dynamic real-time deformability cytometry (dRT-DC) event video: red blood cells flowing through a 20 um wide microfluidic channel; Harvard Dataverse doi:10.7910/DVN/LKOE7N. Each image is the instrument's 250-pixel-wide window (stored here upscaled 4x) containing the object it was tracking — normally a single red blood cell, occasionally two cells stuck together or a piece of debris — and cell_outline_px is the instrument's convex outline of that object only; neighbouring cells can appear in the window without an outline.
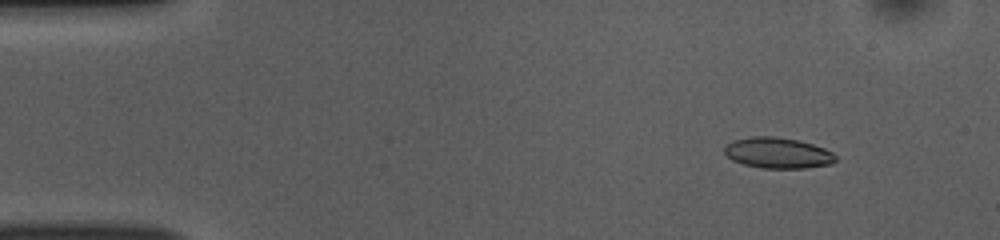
{"species": "common noctule bat (a hibernating species)", "species_latin": "Nyctalus noctula", "temperature_condition": "room temperature", "stored_images_in_passage": 52, "camera_frame_rate_fps": 3000, "um_per_image_px": 0.085, "animal": {"sex": "female", "body_mass_g": 10.0, "forearm_length_mm": 53.1}, "frame": {"image": 1, "passage_image": 6, "time_ms": 1.667, "image_size_px": [1000, 240], "cell_outline_px": [[836, 160], [832, 164], [804, 168], [760, 168], [744, 164], [732, 160], [724, 152], [724, 144], [732, 140], [752, 136], [772, 136], [800, 140], [824, 148], [832, 152], [836, 156]], "centroid_in_image_um": [66.09, 12.99], "position_along_channel_um": 18.9, "area_um2": 20.11}}
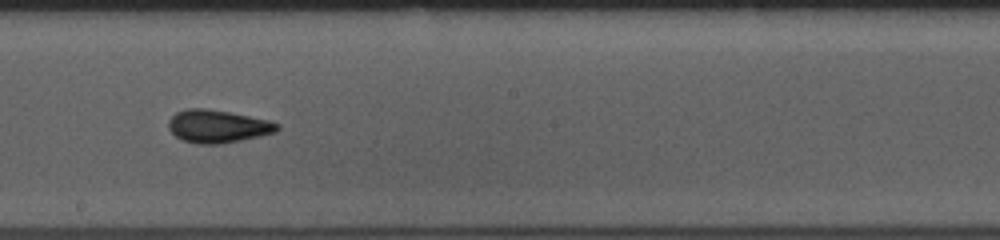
{"frame": {"image": 2, "passage_image": 29, "time_ms": 9.333, "image_size_px": [1000, 240], "cell_outline_px": [[280, 128], [276, 132], [260, 136], [220, 144], [196, 144], [184, 140], [176, 136], [168, 128], [168, 120], [176, 112], [188, 108], [204, 108], [228, 112], [268, 120], [280, 124]], "centroid_in_image_um": [18.5, 10.74], "position_along_channel_um": 229.7, "area_um2": 20.69}}
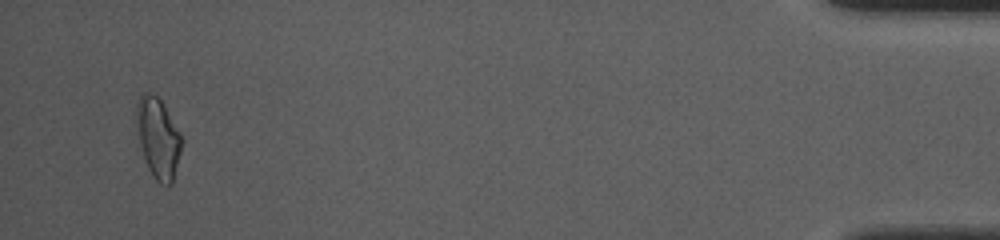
{"frame": {"image": 3, "passage_image": 50, "time_ms": 16.333, "image_size_px": [1000, 240], "cell_outline_px": [[180, 152], [172, 184], [160, 184], [152, 176], [148, 168], [140, 144], [136, 112], [136, 104], [140, 96], [144, 92], [152, 92], [160, 100], [180, 132]], "centroid_in_image_um": [13.42, 11.73], "position_along_channel_um": 421.8, "area_um2": 20.52}, "authors_computed_cell_mechanics": {"area_um2": 20.0855, "velocity_mm_per_s": 3.8704, "shape_relaxation_time_tau1_ms": 3.0884, "shape_relaxation_time_tau2_ms": 1.7601, "deformation_change_tau1": 0.1088, "deformation_change_tau2": 0.0757}}